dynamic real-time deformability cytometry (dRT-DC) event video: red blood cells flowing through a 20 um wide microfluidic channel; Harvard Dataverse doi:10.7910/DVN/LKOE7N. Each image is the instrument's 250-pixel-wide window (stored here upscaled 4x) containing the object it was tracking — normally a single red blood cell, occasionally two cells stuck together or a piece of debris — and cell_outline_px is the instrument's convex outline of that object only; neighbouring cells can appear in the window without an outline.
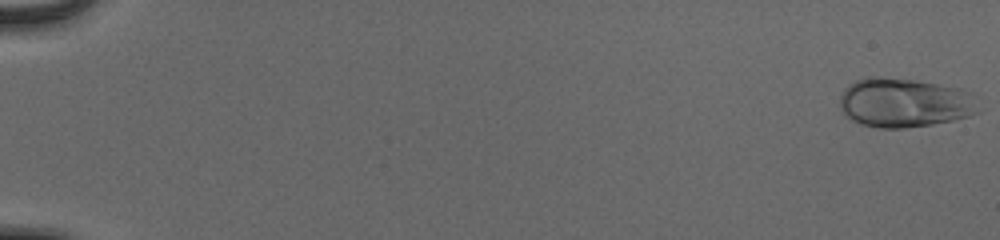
{"species": "human", "species_latin": "Homo sapiens", "temperature_condition": "cold", "stored_images_in_passage": 55, "camera_frame_rate_fps": 3000, "um_per_image_px": 0.085, "donor": {"sex": "male"}, "frame": {"image": 1, "passage_image": 1, "time_ms": 0.0, "image_size_px": [1000, 240], "cell_outline_px": [[980, 112], [968, 116], [952, 120], [932, 124], [904, 128], [880, 128], [860, 124], [852, 120], [840, 108], [840, 96], [844, 88], [848, 84], [864, 76], [876, 76], [912, 80], [960, 88], [972, 92]], "centroid_in_image_um": [76.86, 8.72], "position_along_channel_um": 8.1, "area_um2": 39.88}}
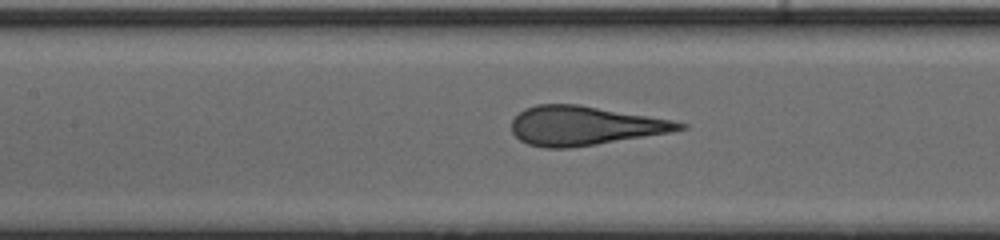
{"frame": {"image": 2, "passage_image": 28, "time_ms": 9.0, "image_size_px": [1000, 240], "cell_outline_px": [[688, 128], [672, 132], [596, 144], [568, 148], [544, 148], [528, 144], [520, 140], [512, 132], [512, 120], [524, 108], [536, 104], [576, 104], [672, 120], [688, 124]], "centroid_in_image_um": [49.67, 10.69], "position_along_channel_um": 157.7, "area_um2": 38.03}}
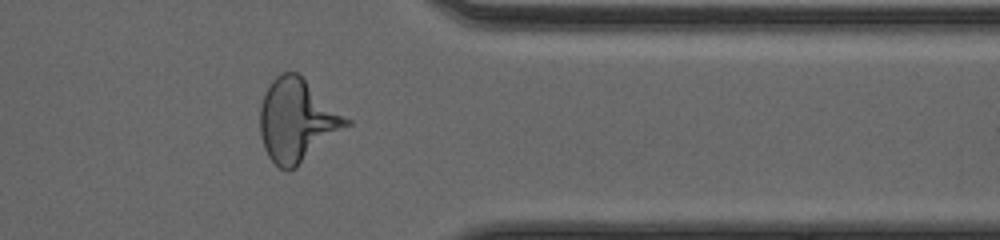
{"frame": {"image": 3, "passage_image": 46, "time_ms": 15.0, "image_size_px": [1000, 240], "cell_outline_px": [[352, 124], [296, 168], [288, 172], [280, 168], [268, 156], [264, 148], [260, 136], [260, 104], [264, 92], [272, 80], [276, 76], [284, 72], [296, 72], [352, 120]], "centroid_in_image_um": [25.26, 10.26], "position_along_channel_um": 386.1, "area_um2": 41.85}, "authors_computed_cell_mechanics": {"area_um2": 38.3792, "velocity_mm_per_s": 3.9102, "shape_relaxation_time_tau1_ms": 3.8026, "shape_relaxation_time_tau2_ms": null, "deformation_change_tau1": 0.1638, "deformation_change_tau2": null}}